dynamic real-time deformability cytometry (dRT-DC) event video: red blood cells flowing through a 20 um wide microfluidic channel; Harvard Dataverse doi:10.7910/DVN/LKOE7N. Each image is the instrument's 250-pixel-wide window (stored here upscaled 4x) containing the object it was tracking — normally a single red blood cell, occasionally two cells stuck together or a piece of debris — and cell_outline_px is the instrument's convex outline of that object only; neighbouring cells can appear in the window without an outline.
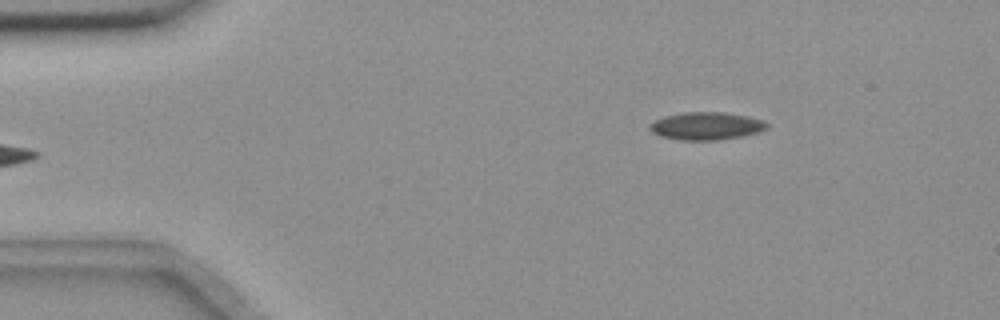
{"species": "common noctule bat (a hibernating species)", "species_latin": "Nyctalus noctula", "temperature_condition": "room temperature", "stored_images_in_passage": 47, "camera_frame_rate_fps": 3000, "um_per_image_px": 0.085, "animal": {"sex": "female", "body_mass_g": 18.4}, "frame": {"image": 1, "passage_image": 1, "time_ms": 0.0, "image_size_px": [1000, 320], "cell_outline_px": [[768, 128], [760, 132], [740, 136], [716, 140], [680, 140], [660, 136], [652, 132], [648, 128], [648, 124], [664, 116], [684, 112], [724, 112], [764, 120], [768, 124]], "centroid_in_image_um": [60.01, 10.71], "position_along_channel_um": 25.0, "area_um2": 18.9}}
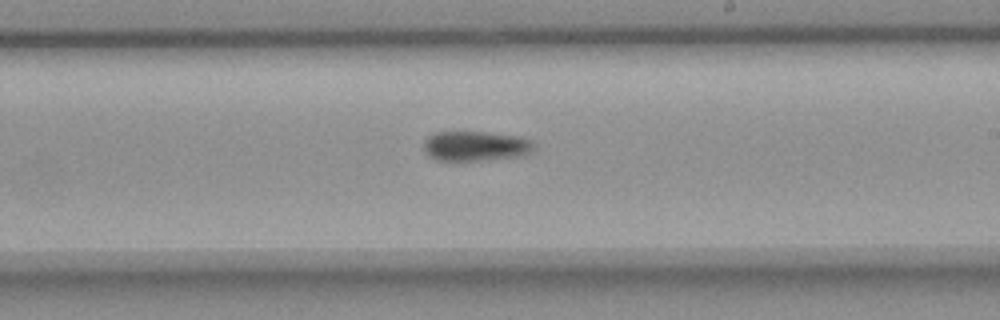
{"frame": {"image": 2, "passage_image": 25, "time_ms": 8.0, "image_size_px": [1000, 320], "cell_outline_px": [[536, 148], [532, 152], [524, 156], [480, 160], [436, 160], [428, 156], [424, 148], [424, 140], [432, 132], [488, 132], [520, 136], [532, 140]], "centroid_in_image_um": [40.46, 12.4], "position_along_channel_um": 248.5, "area_um2": 19.48}}
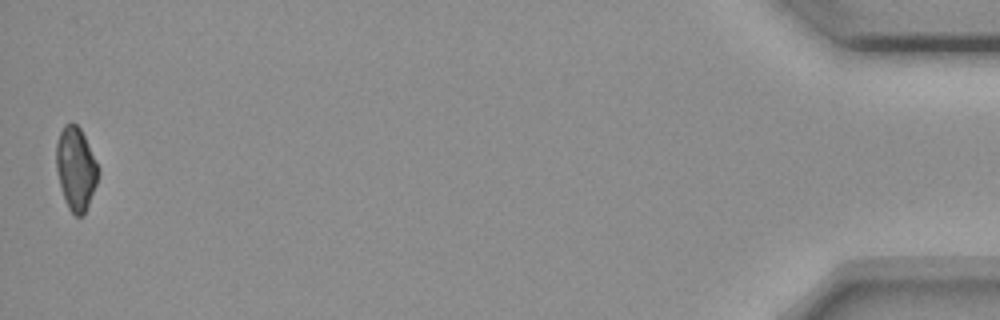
{"frame": {"image": 3, "passage_image": 47, "time_ms": 15.333, "image_size_px": [1000, 320], "cell_outline_px": [[100, 172], [96, 184], [88, 204], [84, 212], [80, 216], [76, 216], [68, 208], [64, 200], [56, 168], [56, 144], [60, 132], [64, 124], [76, 124], [80, 128], [100, 168]], "centroid_in_image_um": [6.45, 14.32], "position_along_channel_um": 428.8, "area_um2": 20.11}}